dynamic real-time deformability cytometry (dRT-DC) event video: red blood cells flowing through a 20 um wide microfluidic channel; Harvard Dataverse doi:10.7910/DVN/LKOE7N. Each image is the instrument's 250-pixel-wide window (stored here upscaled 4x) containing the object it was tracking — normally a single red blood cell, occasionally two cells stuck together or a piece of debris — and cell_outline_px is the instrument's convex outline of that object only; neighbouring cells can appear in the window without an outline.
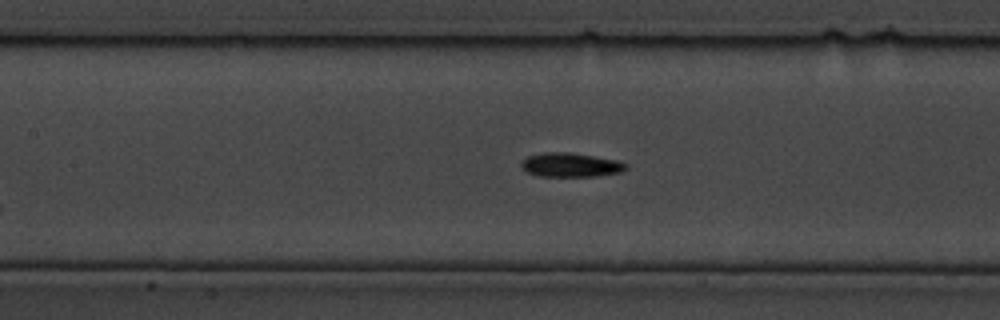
{"species": "common noctule bat (a hibernating species)", "species_latin": "Nyctalus noctula", "temperature_condition": "cold", "stored_images_in_passage": 7, "camera_frame_rate_fps": 3000, "um_per_image_px": 0.085, "animal": {"sex": "male", "body_mass_g": 19.5, "forearm_length_mm": 54.6}, "frame": {"image": 1, "passage_image": 7, "time_ms": 2.0, "image_size_px": [1000, 320], "cell_outline_px": [[628, 168], [620, 172], [596, 176], [540, 176], [528, 172], [520, 164], [520, 160], [528, 156], [540, 152], [572, 152], [616, 160], [628, 164]], "centroid_in_image_um": [48.49, 14.0], "position_along_channel_um": 158.9, "area_um2": 14.74}}